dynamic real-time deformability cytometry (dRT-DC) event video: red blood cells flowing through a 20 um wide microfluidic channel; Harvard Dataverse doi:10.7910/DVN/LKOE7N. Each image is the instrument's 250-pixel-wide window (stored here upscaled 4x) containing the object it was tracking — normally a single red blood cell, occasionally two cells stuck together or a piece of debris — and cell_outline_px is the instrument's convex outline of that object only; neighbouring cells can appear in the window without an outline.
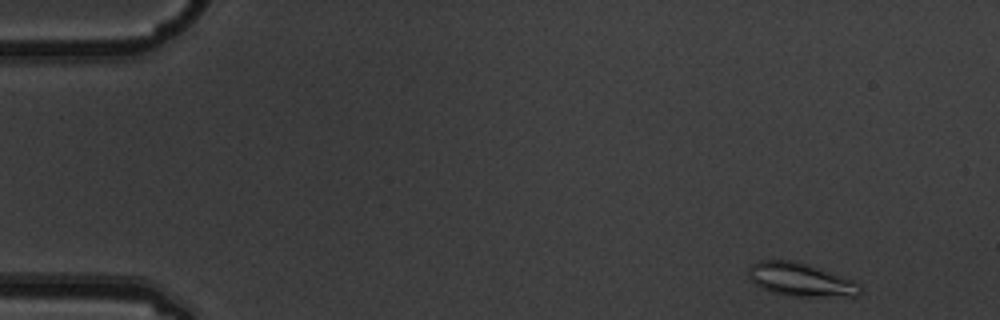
{"species": "common noctule bat (a hibernating species)", "species_latin": "Nyctalus noctula", "temperature_condition": "warm", "stored_images_in_passage": 5, "camera_frame_rate_fps": 3000, "um_per_image_px": 0.085, "animal": {"sex": "male", "body_mass_g": 19.5, "forearm_length_mm": 54.6}, "frame": {"image": 1, "passage_image": 1, "time_ms": 0.0, "image_size_px": [1000, 320], "cell_outline_px": [[860, 292], [856, 296], [792, 296], [772, 292], [756, 284], [748, 276], [748, 268], [752, 264], [760, 260], [792, 260], [808, 264], [852, 280], [860, 284]], "centroid_in_image_um": [68.03, 23.76], "position_along_channel_um": 17.0, "area_um2": 21.33}}